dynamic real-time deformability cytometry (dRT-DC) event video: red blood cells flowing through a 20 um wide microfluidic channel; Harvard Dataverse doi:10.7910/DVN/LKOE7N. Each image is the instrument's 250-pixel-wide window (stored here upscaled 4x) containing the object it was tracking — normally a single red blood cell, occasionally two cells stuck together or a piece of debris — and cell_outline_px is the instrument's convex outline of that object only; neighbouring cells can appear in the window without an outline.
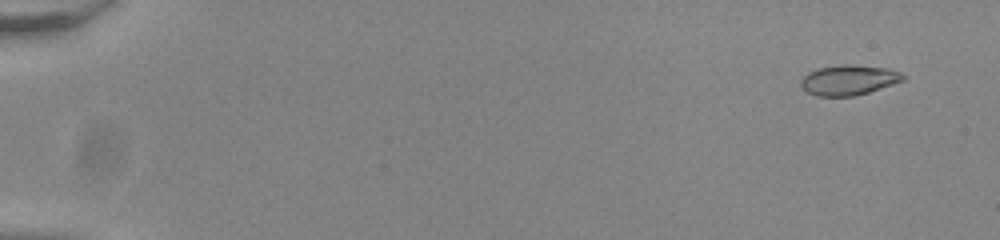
{"species": "common noctule bat (a hibernating species)", "species_latin": "Nyctalus noctula", "temperature_condition": "room temperature", "stored_images_in_passage": 52, "camera_frame_rate_fps": 3000, "um_per_image_px": 0.085, "animal": {"sex": "male", "body_mass_g": 20.0, "forearm_length_mm": 53.3}, "frame": {"image": 1, "passage_image": 1, "time_ms": 0.0, "image_size_px": [1000, 240], "cell_outline_px": [[904, 80], [868, 92], [852, 96], [816, 96], [808, 92], [800, 84], [800, 80], [808, 72], [816, 68], [844, 64], [848, 64], [888, 68], [900, 72], [904, 76]], "centroid_in_image_um": [72.11, 6.79], "position_along_channel_um": 12.9, "area_um2": 17.8}}
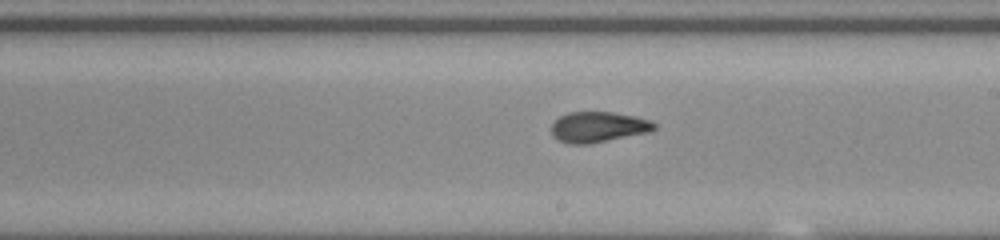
{"frame": {"image": 2, "passage_image": 31, "time_ms": 10.0, "image_size_px": [1000, 240], "cell_outline_px": [[656, 128], [648, 132], [588, 144], [568, 144], [556, 140], [552, 136], [552, 124], [560, 116], [568, 112], [612, 112], [636, 116], [652, 120], [656, 124]], "centroid_in_image_um": [50.84, 10.79], "position_along_channel_um": 238.2, "area_um2": 18.38}}
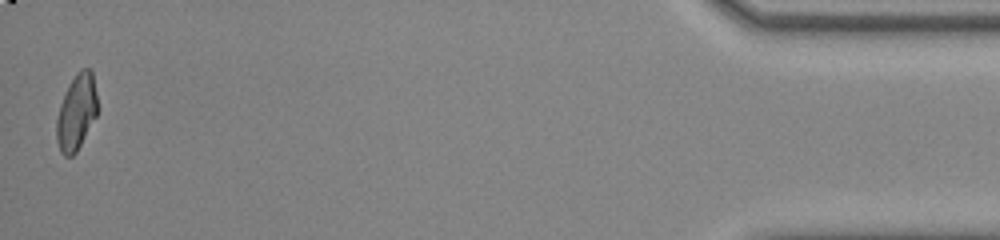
{"frame": {"image": 3, "passage_image": 52, "time_ms": 17.0, "image_size_px": [1000, 240], "cell_outline_px": [[96, 116], [76, 152], [72, 156], [64, 156], [60, 152], [56, 140], [56, 120], [60, 104], [64, 92], [68, 84], [76, 72], [80, 68], [92, 68], [96, 92]], "centroid_in_image_um": [6.47, 9.5], "position_along_channel_um": 428.7, "area_um2": 18.15}, "authors_computed_cell_mechanics": {"area_um2": 18.4093, "velocity_mm_per_s": 3.8623, "shape_relaxation_time_tau1_ms": 5.196, "shape_relaxation_time_tau2_ms": 1.6368, "deformation_change_tau1": 0.1958, "deformation_change_tau2": 0.0842}}